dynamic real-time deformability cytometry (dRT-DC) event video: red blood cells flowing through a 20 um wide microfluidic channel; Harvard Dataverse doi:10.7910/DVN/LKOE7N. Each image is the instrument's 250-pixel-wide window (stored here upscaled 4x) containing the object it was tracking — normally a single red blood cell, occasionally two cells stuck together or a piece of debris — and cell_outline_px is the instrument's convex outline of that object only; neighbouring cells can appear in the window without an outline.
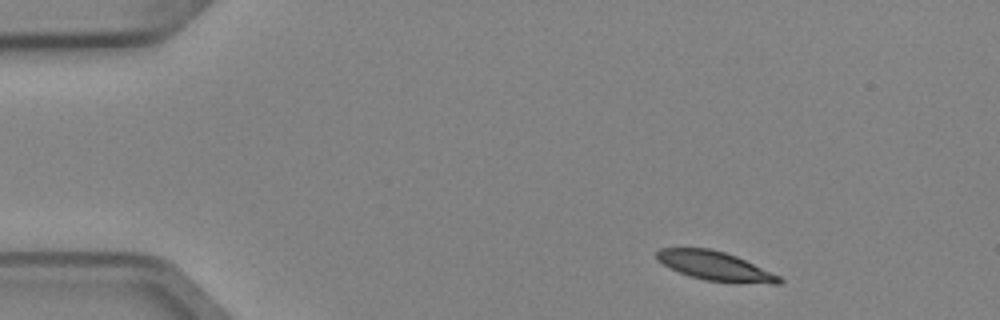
{"species": "Egyptian fruit bat (a non-hibernating species)", "species_latin": "Rousettus aegyptiacus", "temperature_condition": "cold", "stored_images_in_passage": 4, "camera_frame_rate_fps": 3000, "um_per_image_px": 0.085, "animal": {"sex": "female"}, "frame": {"image": 1, "passage_image": 1, "time_ms": 0.0, "image_size_px": [1000, 320], "cell_outline_px": [[784, 280], [780, 284], [736, 284], [704, 280], [668, 268], [656, 260], [656, 252], [660, 248], [708, 248], [724, 252], [736, 256], [780, 276]], "centroid_in_image_um": [60.8, 22.64], "position_along_channel_um": 24.2, "area_um2": 21.04}}
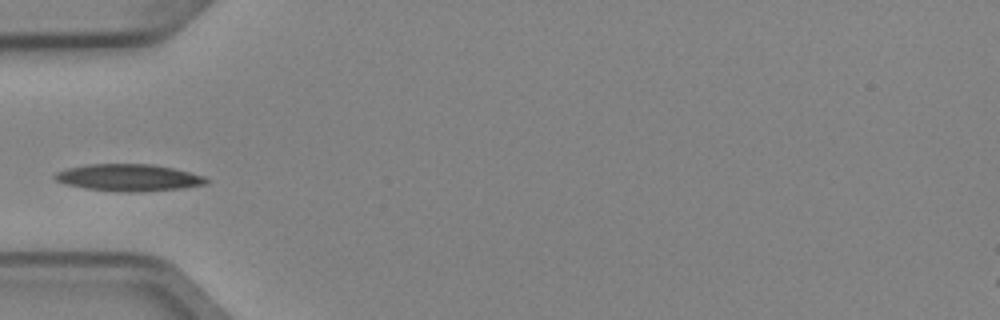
{"frame": {"image": 2, "passage_image": 4, "time_ms": 1.0, "image_size_px": [1000, 320], "cell_outline_px": [[208, 184], [180, 188], [140, 192], [120, 192], [84, 188], [68, 184], [56, 180], [52, 176], [56, 172], [68, 168], [88, 164], [152, 164], [172, 168], [204, 176], [208, 180]], "centroid_in_image_um": [10.93, 15.1], "position_along_channel_um": 74.1, "area_um2": 23.64}}